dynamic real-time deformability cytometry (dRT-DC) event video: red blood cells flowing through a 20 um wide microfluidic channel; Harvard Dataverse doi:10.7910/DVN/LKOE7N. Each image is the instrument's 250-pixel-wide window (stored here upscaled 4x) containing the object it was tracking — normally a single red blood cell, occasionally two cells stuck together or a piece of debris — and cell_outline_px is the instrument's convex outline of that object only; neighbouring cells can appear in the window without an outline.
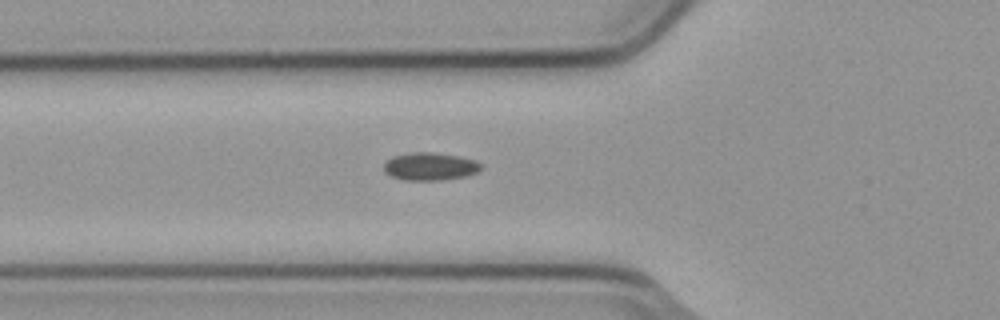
{"species": "common noctule bat (a hibernating species)", "species_latin": "Nyctalus noctula", "temperature_condition": "cold", "stored_images_in_passage": 5, "segment_of_instrument_passage": [2, 2], "camera_frame_rate_fps": 3000, "um_per_image_px": 0.085, "animal": {"sex": "male", "body_mass_g": 23.1, "forearm_length_mm": 52.7}, "frame": {"image": 1, "passage_image": 5, "time_ms": 1.333, "image_size_px": [1000, 320], "cell_outline_px": [[480, 168], [476, 172], [464, 176], [440, 180], [404, 180], [392, 176], [384, 172], [384, 164], [392, 156], [416, 152], [432, 152], [460, 156], [476, 160], [480, 164]], "centroid_in_image_um": [36.53, 14.14], "position_along_channel_um": 89.3, "area_um2": 15.55}}